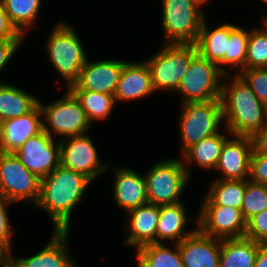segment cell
<instances>
[{
    "mask_svg": "<svg viewBox=\"0 0 267 267\" xmlns=\"http://www.w3.org/2000/svg\"><path fill=\"white\" fill-rule=\"evenodd\" d=\"M91 180L61 164L40 182V195L35 206L51 218L53 231H70L71 214L82 202Z\"/></svg>",
    "mask_w": 267,
    "mask_h": 267,
    "instance_id": "obj_1",
    "label": "cell"
},
{
    "mask_svg": "<svg viewBox=\"0 0 267 267\" xmlns=\"http://www.w3.org/2000/svg\"><path fill=\"white\" fill-rule=\"evenodd\" d=\"M223 80L224 128L231 135L251 137L265 125L267 108L237 74L225 75Z\"/></svg>",
    "mask_w": 267,
    "mask_h": 267,
    "instance_id": "obj_2",
    "label": "cell"
},
{
    "mask_svg": "<svg viewBox=\"0 0 267 267\" xmlns=\"http://www.w3.org/2000/svg\"><path fill=\"white\" fill-rule=\"evenodd\" d=\"M45 47L47 58L66 82L65 89H68L78 80L80 71L88 59L78 33L66 21L55 22Z\"/></svg>",
    "mask_w": 267,
    "mask_h": 267,
    "instance_id": "obj_3",
    "label": "cell"
},
{
    "mask_svg": "<svg viewBox=\"0 0 267 267\" xmlns=\"http://www.w3.org/2000/svg\"><path fill=\"white\" fill-rule=\"evenodd\" d=\"M150 58L144 59L151 71L153 90L176 92L188 70L191 60L198 54L196 44L164 43Z\"/></svg>",
    "mask_w": 267,
    "mask_h": 267,
    "instance_id": "obj_4",
    "label": "cell"
},
{
    "mask_svg": "<svg viewBox=\"0 0 267 267\" xmlns=\"http://www.w3.org/2000/svg\"><path fill=\"white\" fill-rule=\"evenodd\" d=\"M181 108L179 135L182 155L193 144L220 132L224 119L221 99L187 102L181 104Z\"/></svg>",
    "mask_w": 267,
    "mask_h": 267,
    "instance_id": "obj_5",
    "label": "cell"
},
{
    "mask_svg": "<svg viewBox=\"0 0 267 267\" xmlns=\"http://www.w3.org/2000/svg\"><path fill=\"white\" fill-rule=\"evenodd\" d=\"M65 90L63 97L52 103L45 105L41 100L38 102L42 111L43 130L50 137L58 135L57 140L88 134L92 128L80 102L68 89Z\"/></svg>",
    "mask_w": 267,
    "mask_h": 267,
    "instance_id": "obj_6",
    "label": "cell"
},
{
    "mask_svg": "<svg viewBox=\"0 0 267 267\" xmlns=\"http://www.w3.org/2000/svg\"><path fill=\"white\" fill-rule=\"evenodd\" d=\"M164 43L196 44L206 17L195 0H162Z\"/></svg>",
    "mask_w": 267,
    "mask_h": 267,
    "instance_id": "obj_7",
    "label": "cell"
},
{
    "mask_svg": "<svg viewBox=\"0 0 267 267\" xmlns=\"http://www.w3.org/2000/svg\"><path fill=\"white\" fill-rule=\"evenodd\" d=\"M144 177L148 203L159 206L182 202L179 197L190 179L181 157L157 161Z\"/></svg>",
    "mask_w": 267,
    "mask_h": 267,
    "instance_id": "obj_8",
    "label": "cell"
},
{
    "mask_svg": "<svg viewBox=\"0 0 267 267\" xmlns=\"http://www.w3.org/2000/svg\"><path fill=\"white\" fill-rule=\"evenodd\" d=\"M224 76L218 65L198 53L191 60L176 90L182 96L180 104L221 99Z\"/></svg>",
    "mask_w": 267,
    "mask_h": 267,
    "instance_id": "obj_9",
    "label": "cell"
},
{
    "mask_svg": "<svg viewBox=\"0 0 267 267\" xmlns=\"http://www.w3.org/2000/svg\"><path fill=\"white\" fill-rule=\"evenodd\" d=\"M41 179L26 169L15 153L0 151V194L9 201L36 205Z\"/></svg>",
    "mask_w": 267,
    "mask_h": 267,
    "instance_id": "obj_10",
    "label": "cell"
},
{
    "mask_svg": "<svg viewBox=\"0 0 267 267\" xmlns=\"http://www.w3.org/2000/svg\"><path fill=\"white\" fill-rule=\"evenodd\" d=\"M60 141V164L88 177L91 181L110 170L109 162L103 163L90 135L67 137ZM100 176V177H99Z\"/></svg>",
    "mask_w": 267,
    "mask_h": 267,
    "instance_id": "obj_11",
    "label": "cell"
},
{
    "mask_svg": "<svg viewBox=\"0 0 267 267\" xmlns=\"http://www.w3.org/2000/svg\"><path fill=\"white\" fill-rule=\"evenodd\" d=\"M194 222L202 233L220 240L242 238L246 232L241 209L231 206L201 205Z\"/></svg>",
    "mask_w": 267,
    "mask_h": 267,
    "instance_id": "obj_12",
    "label": "cell"
},
{
    "mask_svg": "<svg viewBox=\"0 0 267 267\" xmlns=\"http://www.w3.org/2000/svg\"><path fill=\"white\" fill-rule=\"evenodd\" d=\"M15 155L26 169L43 179L60 165V141L42 130L30 137Z\"/></svg>",
    "mask_w": 267,
    "mask_h": 267,
    "instance_id": "obj_13",
    "label": "cell"
},
{
    "mask_svg": "<svg viewBox=\"0 0 267 267\" xmlns=\"http://www.w3.org/2000/svg\"><path fill=\"white\" fill-rule=\"evenodd\" d=\"M126 61L87 59L78 80L71 85L69 91H93L114 95L119 77Z\"/></svg>",
    "mask_w": 267,
    "mask_h": 267,
    "instance_id": "obj_14",
    "label": "cell"
},
{
    "mask_svg": "<svg viewBox=\"0 0 267 267\" xmlns=\"http://www.w3.org/2000/svg\"><path fill=\"white\" fill-rule=\"evenodd\" d=\"M253 151L250 136L230 137L223 145L214 170L221 173V180H248L250 158Z\"/></svg>",
    "mask_w": 267,
    "mask_h": 267,
    "instance_id": "obj_15",
    "label": "cell"
},
{
    "mask_svg": "<svg viewBox=\"0 0 267 267\" xmlns=\"http://www.w3.org/2000/svg\"><path fill=\"white\" fill-rule=\"evenodd\" d=\"M113 201L126 213L140 205L148 203L146 181L143 173L131 169V167L113 166Z\"/></svg>",
    "mask_w": 267,
    "mask_h": 267,
    "instance_id": "obj_16",
    "label": "cell"
},
{
    "mask_svg": "<svg viewBox=\"0 0 267 267\" xmlns=\"http://www.w3.org/2000/svg\"><path fill=\"white\" fill-rule=\"evenodd\" d=\"M70 231H53L50 240L34 255L13 256L12 267H77L69 253Z\"/></svg>",
    "mask_w": 267,
    "mask_h": 267,
    "instance_id": "obj_17",
    "label": "cell"
},
{
    "mask_svg": "<svg viewBox=\"0 0 267 267\" xmlns=\"http://www.w3.org/2000/svg\"><path fill=\"white\" fill-rule=\"evenodd\" d=\"M42 130V111L37 104L29 113L1 122L0 151L15 153L30 137Z\"/></svg>",
    "mask_w": 267,
    "mask_h": 267,
    "instance_id": "obj_18",
    "label": "cell"
},
{
    "mask_svg": "<svg viewBox=\"0 0 267 267\" xmlns=\"http://www.w3.org/2000/svg\"><path fill=\"white\" fill-rule=\"evenodd\" d=\"M154 92L151 71L146 61H126L114 93L116 103L137 101Z\"/></svg>",
    "mask_w": 267,
    "mask_h": 267,
    "instance_id": "obj_19",
    "label": "cell"
},
{
    "mask_svg": "<svg viewBox=\"0 0 267 267\" xmlns=\"http://www.w3.org/2000/svg\"><path fill=\"white\" fill-rule=\"evenodd\" d=\"M178 248L185 267H219L221 240L198 228L178 243Z\"/></svg>",
    "mask_w": 267,
    "mask_h": 267,
    "instance_id": "obj_20",
    "label": "cell"
},
{
    "mask_svg": "<svg viewBox=\"0 0 267 267\" xmlns=\"http://www.w3.org/2000/svg\"><path fill=\"white\" fill-rule=\"evenodd\" d=\"M126 215L129 219L126 218L125 231H128L129 234L123 240L125 246H134L137 250L142 246L156 243L159 205L146 203L130 210Z\"/></svg>",
    "mask_w": 267,
    "mask_h": 267,
    "instance_id": "obj_21",
    "label": "cell"
},
{
    "mask_svg": "<svg viewBox=\"0 0 267 267\" xmlns=\"http://www.w3.org/2000/svg\"><path fill=\"white\" fill-rule=\"evenodd\" d=\"M186 207L183 202L159 206L156 243H165L162 240H167L178 244L197 229V226L194 229L186 228L187 223L194 219L187 215Z\"/></svg>",
    "mask_w": 267,
    "mask_h": 267,
    "instance_id": "obj_22",
    "label": "cell"
},
{
    "mask_svg": "<svg viewBox=\"0 0 267 267\" xmlns=\"http://www.w3.org/2000/svg\"><path fill=\"white\" fill-rule=\"evenodd\" d=\"M224 130H226L224 131L225 133L221 131L212 136L203 138L198 143L189 147L181 155L184 167L190 177L192 172L190 165L192 163H194V165L196 164L198 168L204 170H213L216 168L223 145L231 136V133L227 129ZM227 135L229 136L228 138Z\"/></svg>",
    "mask_w": 267,
    "mask_h": 267,
    "instance_id": "obj_23",
    "label": "cell"
},
{
    "mask_svg": "<svg viewBox=\"0 0 267 267\" xmlns=\"http://www.w3.org/2000/svg\"><path fill=\"white\" fill-rule=\"evenodd\" d=\"M206 17L204 18L198 41V53L209 62L219 66L224 73V54L229 40V23H222L209 29Z\"/></svg>",
    "mask_w": 267,
    "mask_h": 267,
    "instance_id": "obj_24",
    "label": "cell"
},
{
    "mask_svg": "<svg viewBox=\"0 0 267 267\" xmlns=\"http://www.w3.org/2000/svg\"><path fill=\"white\" fill-rule=\"evenodd\" d=\"M39 98L20 87L0 82V122L29 113Z\"/></svg>",
    "mask_w": 267,
    "mask_h": 267,
    "instance_id": "obj_25",
    "label": "cell"
},
{
    "mask_svg": "<svg viewBox=\"0 0 267 267\" xmlns=\"http://www.w3.org/2000/svg\"><path fill=\"white\" fill-rule=\"evenodd\" d=\"M259 244L246 237L221 240L219 267H254Z\"/></svg>",
    "mask_w": 267,
    "mask_h": 267,
    "instance_id": "obj_26",
    "label": "cell"
},
{
    "mask_svg": "<svg viewBox=\"0 0 267 267\" xmlns=\"http://www.w3.org/2000/svg\"><path fill=\"white\" fill-rule=\"evenodd\" d=\"M202 205L231 206L241 209L246 190V180H212Z\"/></svg>",
    "mask_w": 267,
    "mask_h": 267,
    "instance_id": "obj_27",
    "label": "cell"
},
{
    "mask_svg": "<svg viewBox=\"0 0 267 267\" xmlns=\"http://www.w3.org/2000/svg\"><path fill=\"white\" fill-rule=\"evenodd\" d=\"M137 267H185L178 244L167 247L163 243H152L138 248L135 252Z\"/></svg>",
    "mask_w": 267,
    "mask_h": 267,
    "instance_id": "obj_28",
    "label": "cell"
},
{
    "mask_svg": "<svg viewBox=\"0 0 267 267\" xmlns=\"http://www.w3.org/2000/svg\"><path fill=\"white\" fill-rule=\"evenodd\" d=\"M5 11L16 29L25 34L36 25L42 0H2Z\"/></svg>",
    "mask_w": 267,
    "mask_h": 267,
    "instance_id": "obj_29",
    "label": "cell"
},
{
    "mask_svg": "<svg viewBox=\"0 0 267 267\" xmlns=\"http://www.w3.org/2000/svg\"><path fill=\"white\" fill-rule=\"evenodd\" d=\"M80 102L88 120L93 125L96 120L104 121L111 117L116 105L115 96L93 91H70ZM111 114V115H110Z\"/></svg>",
    "mask_w": 267,
    "mask_h": 267,
    "instance_id": "obj_30",
    "label": "cell"
},
{
    "mask_svg": "<svg viewBox=\"0 0 267 267\" xmlns=\"http://www.w3.org/2000/svg\"><path fill=\"white\" fill-rule=\"evenodd\" d=\"M249 38V30L244 27L229 23V40L227 42L224 54V74H233L245 69L247 42ZM227 66L234 68L233 72H228ZM239 70V71H238Z\"/></svg>",
    "mask_w": 267,
    "mask_h": 267,
    "instance_id": "obj_31",
    "label": "cell"
},
{
    "mask_svg": "<svg viewBox=\"0 0 267 267\" xmlns=\"http://www.w3.org/2000/svg\"><path fill=\"white\" fill-rule=\"evenodd\" d=\"M267 67V32L261 27L249 29L245 69Z\"/></svg>",
    "mask_w": 267,
    "mask_h": 267,
    "instance_id": "obj_32",
    "label": "cell"
},
{
    "mask_svg": "<svg viewBox=\"0 0 267 267\" xmlns=\"http://www.w3.org/2000/svg\"><path fill=\"white\" fill-rule=\"evenodd\" d=\"M266 209L267 185L246 180V190L241 207L244 219L247 221L253 215H256Z\"/></svg>",
    "mask_w": 267,
    "mask_h": 267,
    "instance_id": "obj_33",
    "label": "cell"
},
{
    "mask_svg": "<svg viewBox=\"0 0 267 267\" xmlns=\"http://www.w3.org/2000/svg\"><path fill=\"white\" fill-rule=\"evenodd\" d=\"M237 75L267 108V67L243 69Z\"/></svg>",
    "mask_w": 267,
    "mask_h": 267,
    "instance_id": "obj_34",
    "label": "cell"
},
{
    "mask_svg": "<svg viewBox=\"0 0 267 267\" xmlns=\"http://www.w3.org/2000/svg\"><path fill=\"white\" fill-rule=\"evenodd\" d=\"M244 237L259 243L267 242V209L246 221Z\"/></svg>",
    "mask_w": 267,
    "mask_h": 267,
    "instance_id": "obj_35",
    "label": "cell"
},
{
    "mask_svg": "<svg viewBox=\"0 0 267 267\" xmlns=\"http://www.w3.org/2000/svg\"><path fill=\"white\" fill-rule=\"evenodd\" d=\"M248 180L267 185V154L252 151Z\"/></svg>",
    "mask_w": 267,
    "mask_h": 267,
    "instance_id": "obj_36",
    "label": "cell"
},
{
    "mask_svg": "<svg viewBox=\"0 0 267 267\" xmlns=\"http://www.w3.org/2000/svg\"><path fill=\"white\" fill-rule=\"evenodd\" d=\"M15 204L0 194V241L9 244L12 247L13 228L10 225V219L7 207Z\"/></svg>",
    "mask_w": 267,
    "mask_h": 267,
    "instance_id": "obj_37",
    "label": "cell"
},
{
    "mask_svg": "<svg viewBox=\"0 0 267 267\" xmlns=\"http://www.w3.org/2000/svg\"><path fill=\"white\" fill-rule=\"evenodd\" d=\"M25 39H2L0 40V72L6 68L9 61L23 44Z\"/></svg>",
    "mask_w": 267,
    "mask_h": 267,
    "instance_id": "obj_38",
    "label": "cell"
},
{
    "mask_svg": "<svg viewBox=\"0 0 267 267\" xmlns=\"http://www.w3.org/2000/svg\"><path fill=\"white\" fill-rule=\"evenodd\" d=\"M2 39H25V37L11 23L0 0V40Z\"/></svg>",
    "mask_w": 267,
    "mask_h": 267,
    "instance_id": "obj_39",
    "label": "cell"
},
{
    "mask_svg": "<svg viewBox=\"0 0 267 267\" xmlns=\"http://www.w3.org/2000/svg\"><path fill=\"white\" fill-rule=\"evenodd\" d=\"M251 139L254 151L267 154V120L265 125L251 136Z\"/></svg>",
    "mask_w": 267,
    "mask_h": 267,
    "instance_id": "obj_40",
    "label": "cell"
},
{
    "mask_svg": "<svg viewBox=\"0 0 267 267\" xmlns=\"http://www.w3.org/2000/svg\"><path fill=\"white\" fill-rule=\"evenodd\" d=\"M13 254L12 247L0 241V267H12Z\"/></svg>",
    "mask_w": 267,
    "mask_h": 267,
    "instance_id": "obj_41",
    "label": "cell"
},
{
    "mask_svg": "<svg viewBox=\"0 0 267 267\" xmlns=\"http://www.w3.org/2000/svg\"><path fill=\"white\" fill-rule=\"evenodd\" d=\"M254 267H267V242L259 244Z\"/></svg>",
    "mask_w": 267,
    "mask_h": 267,
    "instance_id": "obj_42",
    "label": "cell"
},
{
    "mask_svg": "<svg viewBox=\"0 0 267 267\" xmlns=\"http://www.w3.org/2000/svg\"><path fill=\"white\" fill-rule=\"evenodd\" d=\"M261 21H262V24H260L262 25L261 27L267 32V16L266 15L262 16Z\"/></svg>",
    "mask_w": 267,
    "mask_h": 267,
    "instance_id": "obj_43",
    "label": "cell"
},
{
    "mask_svg": "<svg viewBox=\"0 0 267 267\" xmlns=\"http://www.w3.org/2000/svg\"><path fill=\"white\" fill-rule=\"evenodd\" d=\"M195 1L199 3L202 7L204 6V4L208 2V0H195Z\"/></svg>",
    "mask_w": 267,
    "mask_h": 267,
    "instance_id": "obj_44",
    "label": "cell"
},
{
    "mask_svg": "<svg viewBox=\"0 0 267 267\" xmlns=\"http://www.w3.org/2000/svg\"><path fill=\"white\" fill-rule=\"evenodd\" d=\"M261 2H263V4L265 3L267 5V0H260Z\"/></svg>",
    "mask_w": 267,
    "mask_h": 267,
    "instance_id": "obj_45",
    "label": "cell"
}]
</instances>
